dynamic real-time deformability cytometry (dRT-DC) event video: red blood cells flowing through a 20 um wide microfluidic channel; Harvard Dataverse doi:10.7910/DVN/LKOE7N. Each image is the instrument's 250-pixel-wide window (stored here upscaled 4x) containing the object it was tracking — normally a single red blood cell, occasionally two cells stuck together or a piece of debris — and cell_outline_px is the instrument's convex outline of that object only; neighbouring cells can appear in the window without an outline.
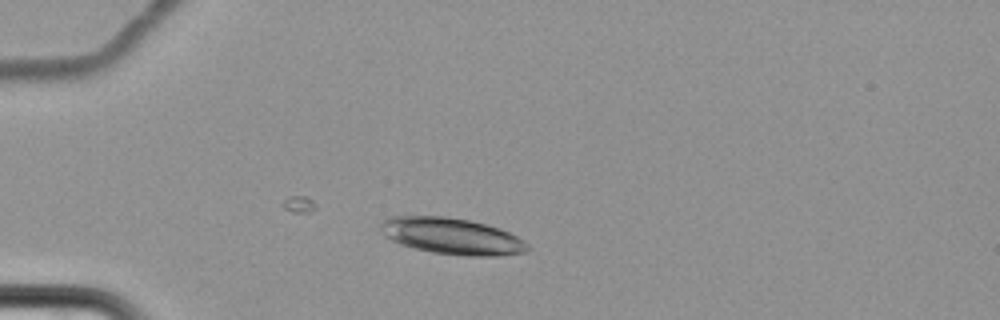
{"species": "common noctule bat (a hibernating species)", "species_latin": "Nyctalus noctula", "temperature_condition": "cold", "stored_images_in_passage": 3, "camera_frame_rate_fps": 3000, "um_per_image_px": 0.085, "animal": {"sex": "female", "body_mass_g": 22.7, "forearm_length_mm": 54.2}, "frame": {"image": 1, "passage_image": 2, "time_ms": 1.333, "image_size_px": [1000, 320], "cell_outline_px": [[528, 252], [496, 256], [468, 256], [432, 252], [400, 244], [384, 236], [380, 232], [380, 224], [388, 216], [444, 216], [468, 220], [488, 224], [500, 228], [524, 240], [528, 244]], "centroid_in_image_um": [38.4, 20.06], "position_along_channel_um": 46.6, "area_um2": 31.27}}